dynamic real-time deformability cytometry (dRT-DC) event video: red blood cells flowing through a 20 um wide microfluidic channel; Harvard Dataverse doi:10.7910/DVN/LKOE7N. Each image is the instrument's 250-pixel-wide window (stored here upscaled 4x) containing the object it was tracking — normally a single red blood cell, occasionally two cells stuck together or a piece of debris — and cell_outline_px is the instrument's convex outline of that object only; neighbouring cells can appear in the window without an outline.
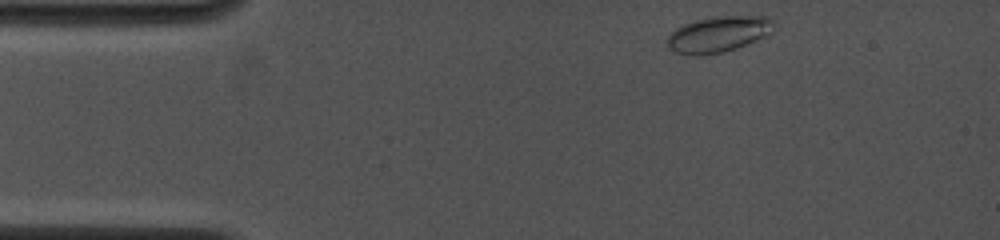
{"species": "common noctule bat (a hibernating species)", "species_latin": "Nyctalus noctula", "temperature_condition": "cold", "stored_images_in_passage": 57, "camera_frame_rate_fps": 4000, "um_per_image_px": 0.085, "animal": {"sex": "female", "body_mass_g": 19.0, "forearm_length_mm": 53.3}, "frame": {"image": 1, "passage_image": 1, "time_ms": 0.0, "image_size_px": [1000, 240], "cell_outline_px": [[772, 32], [768, 36], [724, 52], [700, 56], [692, 56], [676, 52], [668, 48], [668, 36], [676, 28], [684, 24], [696, 20], [716, 16], [764, 16], [772, 20]], "centroid_in_image_um": [61.05, 2.92], "position_along_channel_um": 24.0, "area_um2": 22.25}}
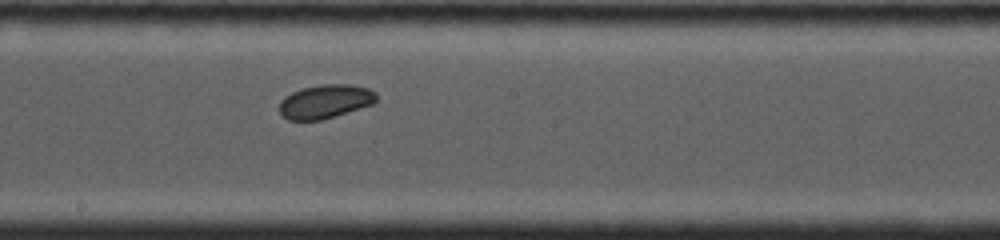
{"frame": {"image": 2, "passage_image": 30, "time_ms": 6.5, "image_size_px": [1000, 240], "cell_outline_px": [[376, 100], [372, 104], [336, 116], [320, 120], [288, 120], [280, 112], [280, 100], [284, 96], [292, 92], [304, 88], [320, 84], [352, 84], [368, 88], [376, 92]], "centroid_in_image_um": [27.65, 8.62], "position_along_channel_um": 220.6, "area_um2": 19.07}}
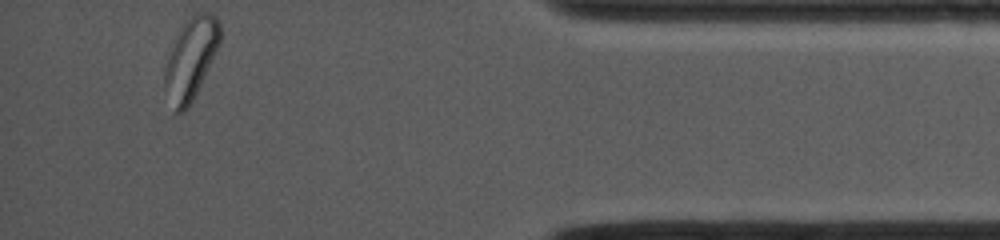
{"frame": {"image": 3, "passage_image": 57, "time_ms": 12.25, "image_size_px": [1000, 240], "cell_outline_px": [[220, 44], [188, 108], [184, 112], [176, 112], [164, 88], [164, 72], [168, 56], [176, 36], [180, 28], [188, 16], [196, 12], [208, 12], [216, 16], [220, 20]], "centroid_in_image_um": [16.23, 4.92], "position_along_channel_um": 419.0, "area_um2": 26.01}}